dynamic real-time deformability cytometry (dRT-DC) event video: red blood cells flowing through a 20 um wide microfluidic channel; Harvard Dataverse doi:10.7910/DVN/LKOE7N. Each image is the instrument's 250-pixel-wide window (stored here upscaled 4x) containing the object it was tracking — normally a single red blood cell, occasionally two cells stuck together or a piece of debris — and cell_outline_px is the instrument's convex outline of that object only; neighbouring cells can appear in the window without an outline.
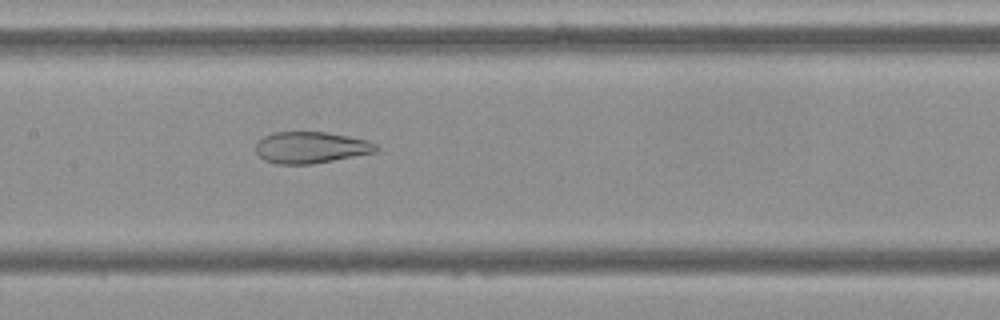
{"species": "Egyptian fruit bat (a non-hibernating species)", "species_latin": "Rousettus aegyptiacus", "temperature_condition": "cold", "stored_images_in_passage": 54, "camera_frame_rate_fps": 3000, "um_per_image_px": 0.085, "frame": {"image": 1, "passage_image": 26, "time_ms": 8.333, "image_size_px": [1000, 320], "cell_outline_px": [[380, 148], [376, 152], [312, 164], [276, 164], [264, 160], [256, 152], [256, 144], [264, 136], [272, 132], [328, 132], [368, 140], [376, 144]], "centroid_in_image_um": [26.43, 12.53], "position_along_channel_um": 181.0, "area_um2": 22.14}}
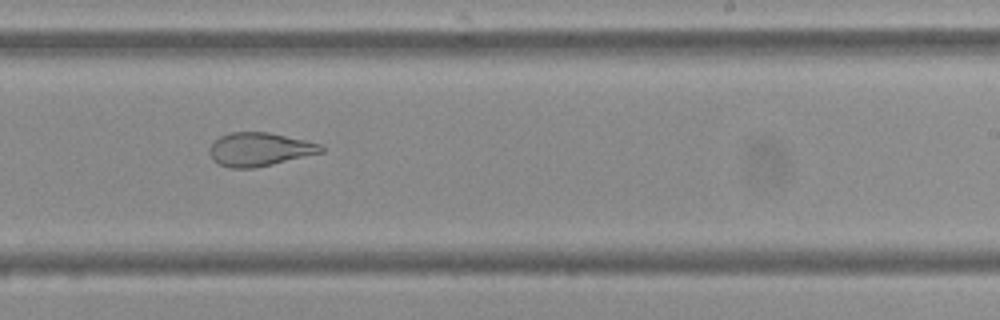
{"frame": {"image": 2, "passage_image": 33, "time_ms": 10.667, "image_size_px": [1000, 320], "cell_outline_px": [[324, 152], [256, 168], [228, 168], [212, 160], [208, 152], [208, 148], [220, 136], [228, 132], [268, 132], [304, 140], [320, 144], [324, 148]], "centroid_in_image_um": [22.03, 12.7], "position_along_channel_um": 267.0, "area_um2": 21.85}}
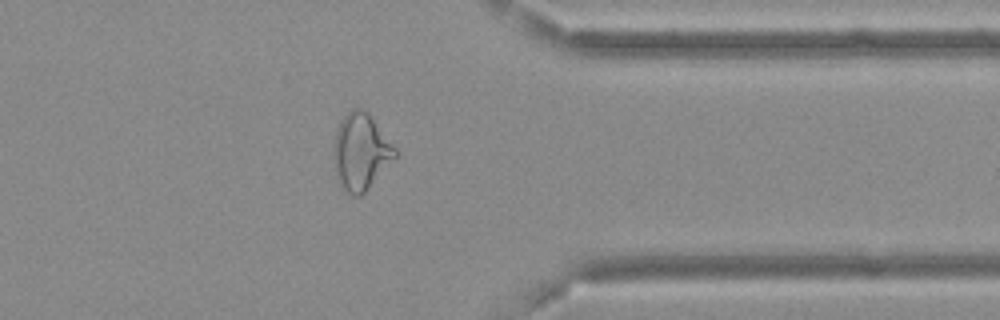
{"frame": {"image": 3, "passage_image": 43, "time_ms": 14.0, "image_size_px": [1000, 320], "cell_outline_px": [[396, 156], [364, 192], [360, 196], [352, 196], [340, 188], [336, 180], [332, 156], [332, 148], [336, 128], [340, 120], [352, 108], [364, 108], [368, 112], [396, 148]], "centroid_in_image_um": [30.6, 12.89], "position_along_channel_um": 380.8, "area_um2": 27.69}, "authors_computed_cell_mechanics": {"area_um2": 28.322, "velocity_mm_per_s": 3.6899, "shape_relaxation_time_tau1_ms": null, "shape_relaxation_time_tau2_ms": 1.7663, "deformation_change_tau1": null, "deformation_change_tau2": 0.0885}}